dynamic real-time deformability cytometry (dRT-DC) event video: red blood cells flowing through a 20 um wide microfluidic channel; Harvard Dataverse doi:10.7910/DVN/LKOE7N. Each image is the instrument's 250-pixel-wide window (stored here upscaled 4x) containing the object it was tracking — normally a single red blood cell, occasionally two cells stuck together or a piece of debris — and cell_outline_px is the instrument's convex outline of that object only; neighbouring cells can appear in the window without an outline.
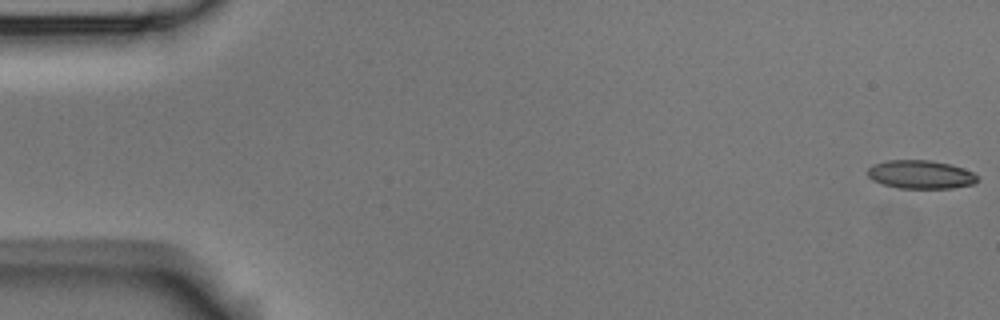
{"species": "Egyptian fruit bat (a non-hibernating species)", "species_latin": "Rousettus aegyptiacus", "temperature_condition": "room temperature", "stored_images_in_passage": 8, "camera_frame_rate_fps": 3000, "um_per_image_px": 0.085, "animal": {"sex": "male"}, "frame": {"image": 1, "passage_image": 1, "time_ms": 0.0, "image_size_px": [1000, 320], "cell_outline_px": [[976, 184], [952, 188], [896, 188], [872, 180], [868, 176], [868, 168], [872, 164], [888, 160], [928, 160], [952, 164], [964, 168], [972, 172], [976, 176]], "centroid_in_image_um": [78.24, 14.83], "position_along_channel_um": 6.8, "area_um2": 18.26}}
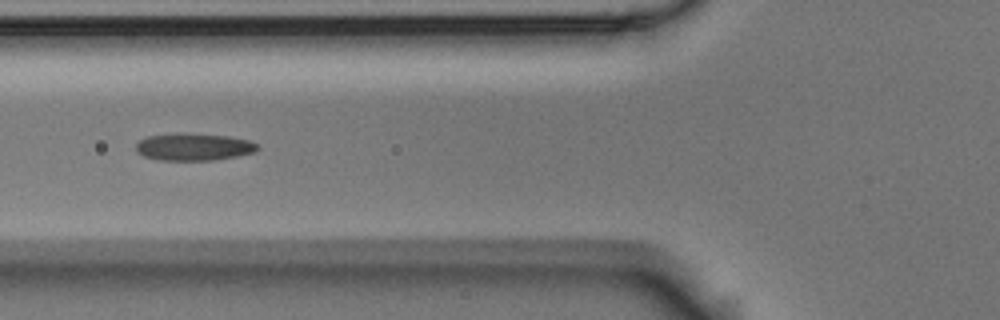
{"frame": {"image": 2, "passage_image": 6, "time_ms": 1.667, "image_size_px": [1000, 320], "cell_outline_px": [[260, 148], [256, 152], [236, 156], [212, 160], [160, 160], [144, 156], [136, 152], [136, 144], [140, 140], [148, 136], [176, 132], [188, 132], [228, 136], [248, 140], [256, 144]], "centroid_in_image_um": [16.45, 12.47], "position_along_channel_um": 109.3, "area_um2": 19.54}}
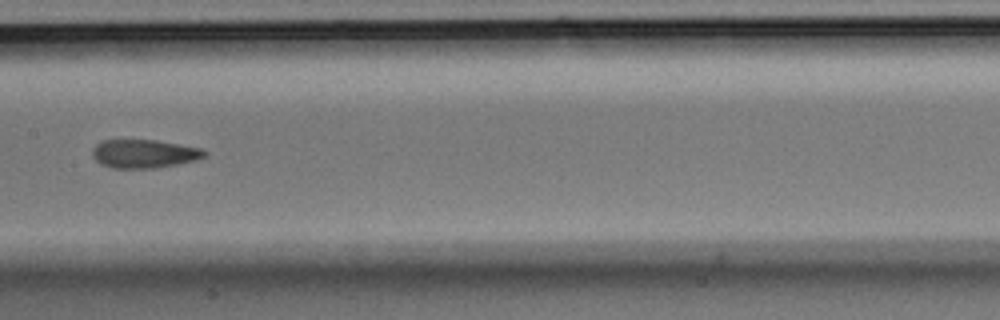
{"frame": {"image": 3, "passage_image": 8, "time_ms": 2.333, "image_size_px": [1000, 320], "cell_outline_px": [[208, 152], [204, 156], [196, 160], [156, 168], [112, 168], [100, 164], [92, 156], [92, 148], [100, 140], [156, 140], [204, 148]], "centroid_in_image_um": [12.24, 13.06], "position_along_channel_um": 195.2, "area_um2": 18.79}}